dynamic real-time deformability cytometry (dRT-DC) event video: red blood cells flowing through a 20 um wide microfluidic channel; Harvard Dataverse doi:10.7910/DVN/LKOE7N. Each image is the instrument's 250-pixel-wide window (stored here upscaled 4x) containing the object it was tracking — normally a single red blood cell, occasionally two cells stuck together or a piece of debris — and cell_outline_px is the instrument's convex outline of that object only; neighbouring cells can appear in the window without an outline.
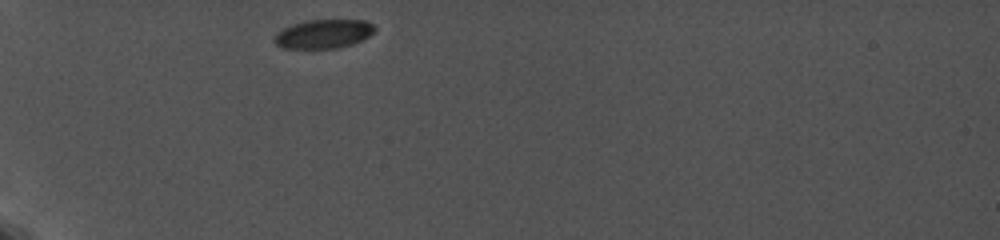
{"species": "common noctule bat (a hibernating species)", "species_latin": "Nyctalus noctula", "temperature_condition": "cold", "stored_images_in_passage": 47, "camera_frame_rate_fps": 5000, "um_per_image_px": 0.085, "animal": {"sex": "female", "body_mass_g": 19.0, "forearm_length_mm": 56.7}, "frame": {"image": 1, "passage_image": 1, "time_ms": 0.0, "image_size_px": [1000, 240], "cell_outline_px": [[376, 28], [368, 36], [352, 44], [336, 48], [312, 52], [280, 48], [272, 40], [276, 32], [292, 24], [304, 20], [364, 20], [372, 24]], "centroid_in_image_um": [27.38, 2.94], "position_along_channel_um": 57.6, "area_um2": 17.69}}
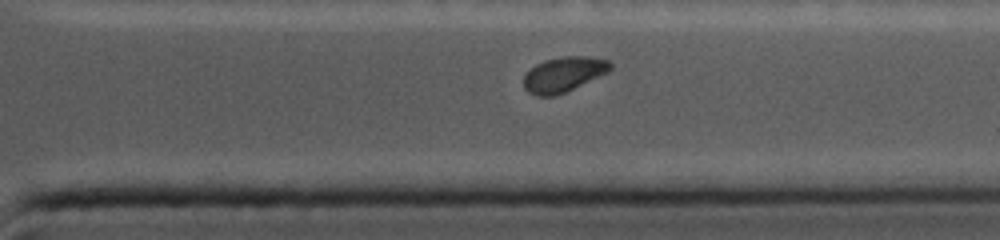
{"frame": {"image": 2, "passage_image": 38, "time_ms": 9.0, "image_size_px": [1000, 240], "cell_outline_px": [[612, 68], [608, 72], [556, 96], [536, 96], [528, 92], [524, 88], [524, 76], [536, 64], [544, 60], [564, 56], [584, 56], [608, 60], [612, 64]], "centroid_in_image_um": [47.9, 6.32], "position_along_channel_um": 363.5, "area_um2": 17.51}}
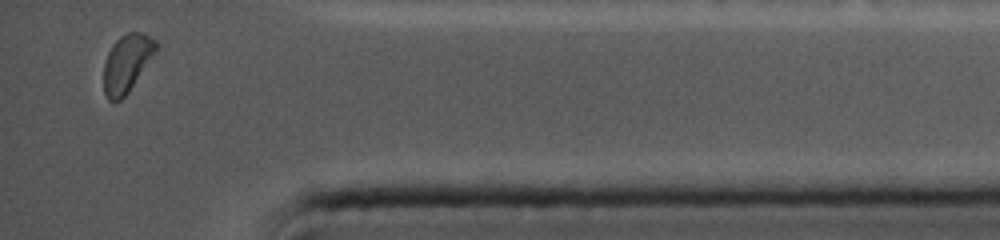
{"frame": {"image": 3, "passage_image": 45, "time_ms": 10.8, "image_size_px": [1000, 240], "cell_outline_px": [[160, 44], [156, 52], [128, 92], [120, 100], [108, 100], [104, 92], [104, 64], [108, 52], [112, 44], [120, 36], [128, 32], [144, 32], [156, 40]], "centroid_in_image_um": [10.8, 5.33], "position_along_channel_um": 424.4, "area_um2": 17.57}, "authors_computed_cell_mechanics": {"area_um2": 18.9006, "velocity_mm_per_s": 3.7132, "shape_relaxation_time_tau1_ms": null, "shape_relaxation_time_tau2_ms": 4.426, "deformation_change_tau1": null, "deformation_change_tau2": 0.0562}}